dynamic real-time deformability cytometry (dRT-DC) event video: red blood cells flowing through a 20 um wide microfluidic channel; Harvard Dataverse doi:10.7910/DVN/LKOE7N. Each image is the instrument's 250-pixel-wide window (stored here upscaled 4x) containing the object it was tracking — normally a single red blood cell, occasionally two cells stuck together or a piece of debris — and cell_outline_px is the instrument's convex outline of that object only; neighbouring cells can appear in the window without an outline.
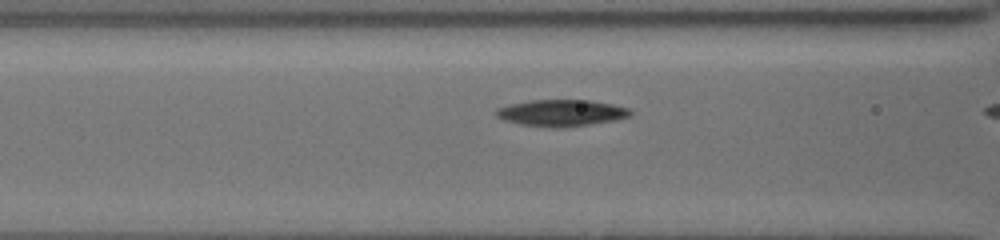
{"species": "common noctule bat (a hibernating species)", "species_latin": "Nyctalus noctula", "temperature_condition": "cold", "stored_images_in_passage": 12, "camera_frame_rate_fps": 3000, "um_per_image_px": 0.085, "animal": {"sex": "female", "body_mass_g": 19.5, "forearm_length_mm": 54.1}, "frame": {"image": 1, "passage_image": 7, "time_ms": 2.0, "image_size_px": [1000, 240], "cell_outline_px": [[632, 116], [616, 120], [588, 124], [556, 128], [520, 124], [504, 120], [496, 116], [492, 112], [496, 108], [528, 100], [588, 100], [612, 104], [628, 108], [632, 112]], "centroid_in_image_um": [47.69, 9.59], "position_along_channel_um": 118.9, "area_um2": 20.75}}
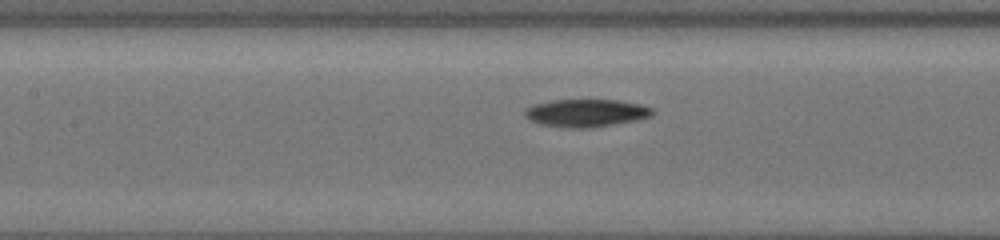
{"frame": {"image": 2, "passage_image": 10, "time_ms": 3.0, "image_size_px": [1000, 240], "cell_outline_px": [[656, 112], [652, 116], [636, 120], [588, 128], [568, 128], [540, 124], [524, 116], [524, 108], [532, 104], [552, 100], [620, 100], [640, 104], [652, 108]], "centroid_in_image_um": [49.81, 9.59], "position_along_channel_um": 157.6, "area_um2": 20.69}}